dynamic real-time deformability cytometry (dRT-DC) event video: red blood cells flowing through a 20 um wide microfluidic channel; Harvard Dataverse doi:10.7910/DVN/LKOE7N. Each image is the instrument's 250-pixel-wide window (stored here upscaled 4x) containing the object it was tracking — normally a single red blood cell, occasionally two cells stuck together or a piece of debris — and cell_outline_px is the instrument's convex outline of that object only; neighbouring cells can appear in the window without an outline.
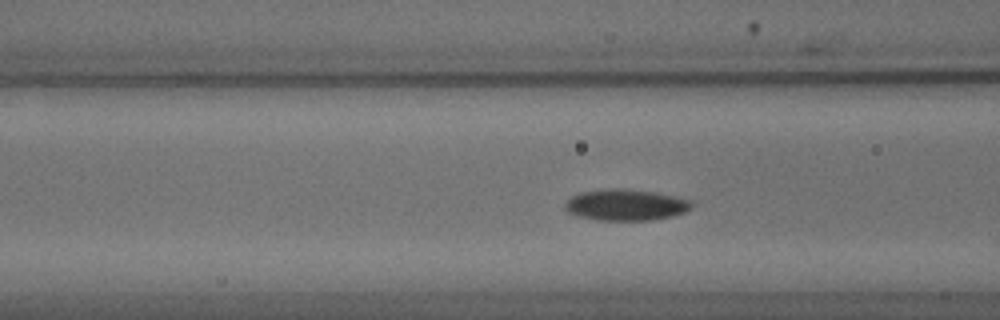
{"species": "common noctule bat (a hibernating species)", "species_latin": "Nyctalus noctula", "temperature_condition": "cold", "stored_images_in_passage": 53, "camera_frame_rate_fps": 3000, "um_per_image_px": 0.085, "animal": {"sex": "male", "body_mass_g": 18.8}, "frame": {"image": 1, "passage_image": 19, "time_ms": 6.0, "image_size_px": [1000, 320], "cell_outline_px": [[692, 208], [684, 212], [672, 216], [652, 220], [596, 220], [580, 216], [568, 212], [564, 208], [564, 204], [572, 196], [580, 192], [604, 188], [624, 188], [652, 192], [676, 196], [692, 200]], "centroid_in_image_um": [53.19, 17.41], "position_along_channel_um": 113.4, "area_um2": 23.18}}
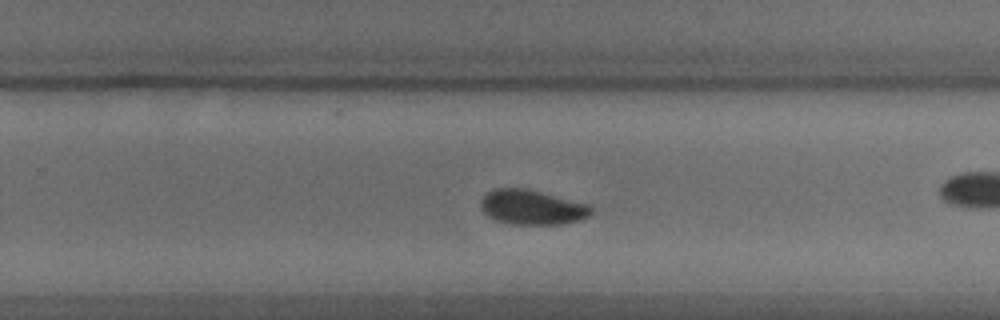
{"frame": {"image": 2, "passage_image": 33, "time_ms": 10.667, "image_size_px": [1000, 320], "cell_outline_px": [[592, 212], [588, 216], [580, 220], [560, 224], [512, 224], [496, 220], [488, 216], [480, 208], [480, 200], [488, 192], [496, 188], [524, 188], [588, 204], [592, 208]], "centroid_in_image_um": [45.19, 17.62], "position_along_channel_um": 284.6, "area_um2": 22.14}}
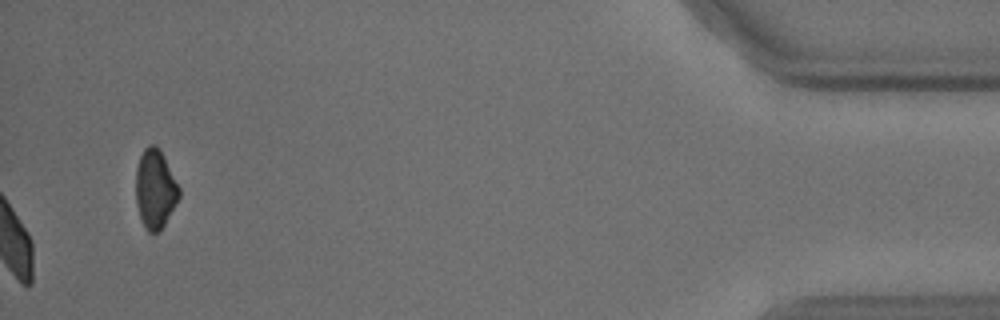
{"frame": {"image": 3, "passage_image": 53, "time_ms": 17.333, "image_size_px": [1000, 320], "cell_outline_px": [[180, 196], [160, 232], [148, 232], [144, 228], [136, 204], [136, 168], [140, 156], [144, 148], [148, 144], [156, 144], [160, 148], [180, 188]], "centroid_in_image_um": [13.18, 16.05], "position_along_channel_um": 422.0, "area_um2": 20.06}, "authors_computed_cell_mechanics": {"area_um2": 22.0218, "velocity_mm_per_s": 3.6707, "shape_relaxation_time_tau1_ms": 2.6157, "shape_relaxation_time_tau2_ms": 2.3344, "deformation_change_tau1": 0.0973, "deformation_change_tau2": 0.0456}}